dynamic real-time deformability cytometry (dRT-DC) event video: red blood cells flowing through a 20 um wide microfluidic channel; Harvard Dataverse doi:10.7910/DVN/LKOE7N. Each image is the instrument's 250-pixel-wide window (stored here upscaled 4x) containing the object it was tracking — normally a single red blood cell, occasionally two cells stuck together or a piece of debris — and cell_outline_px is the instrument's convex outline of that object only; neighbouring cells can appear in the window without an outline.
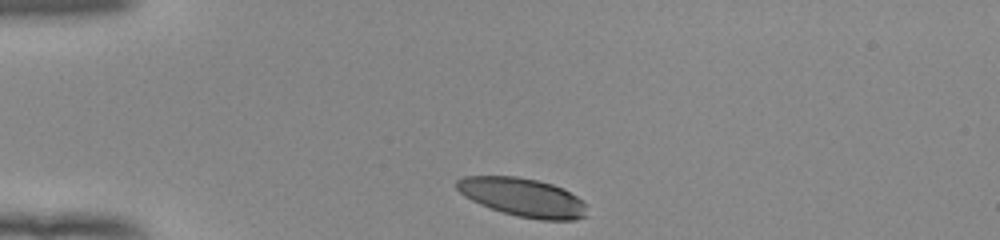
{"species": "human", "species_latin": "Homo sapiens", "temperature_condition": "room temperature", "stored_images_in_passage": 32, "camera_frame_rate_fps": 3000, "um_per_image_px": 0.085, "donor": {"sex": "female"}, "frame": {"image": 1, "passage_image": 1, "time_ms": 0.0, "image_size_px": [1000, 240], "cell_outline_px": [[588, 216], [576, 220], [540, 220], [516, 216], [480, 204], [464, 196], [456, 188], [456, 180], [464, 176], [516, 176], [536, 180], [552, 184], [564, 188], [576, 196], [584, 204]], "centroid_in_image_um": [44.44, 16.77], "position_along_channel_um": 40.6, "area_um2": 29.19}}
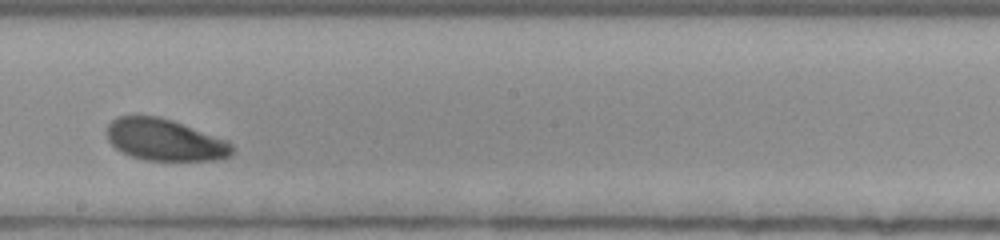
{"frame": {"image": 2, "passage_image": 19, "time_ms": 6.0, "image_size_px": [1000, 240], "cell_outline_px": [[236, 152], [228, 156], [216, 160], [144, 160], [128, 156], [116, 148], [108, 140], [108, 124], [116, 116], [160, 116], [172, 120], [228, 140], [232, 144]], "centroid_in_image_um": [14.03, 11.89], "position_along_channel_um": 234.2, "area_um2": 30.58}}
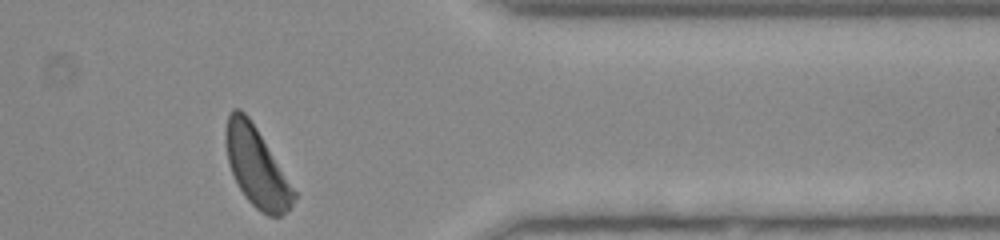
{"frame": {"image": 3, "passage_image": 32, "time_ms": 10.333, "image_size_px": [1000, 240], "cell_outline_px": [[296, 196], [292, 204], [280, 216], [268, 216], [260, 212], [244, 196], [232, 172], [228, 160], [224, 140], [224, 128], [228, 112], [232, 108], [240, 108], [248, 116], [256, 128], [296, 192]], "centroid_in_image_um": [21.76, 14.14], "position_along_channel_um": 389.6, "area_um2": 31.1}, "authors_computed_cell_mechanics": {"area_um2": 31.1253, "velocity_mm_per_s": 3.9002, "shape_relaxation_time_tau1_ms": 2.0668, "shape_relaxation_time_tau2_ms": 9.3616, "deformation_change_tau1": 0.105, "deformation_change_tau2": 0.1755}}